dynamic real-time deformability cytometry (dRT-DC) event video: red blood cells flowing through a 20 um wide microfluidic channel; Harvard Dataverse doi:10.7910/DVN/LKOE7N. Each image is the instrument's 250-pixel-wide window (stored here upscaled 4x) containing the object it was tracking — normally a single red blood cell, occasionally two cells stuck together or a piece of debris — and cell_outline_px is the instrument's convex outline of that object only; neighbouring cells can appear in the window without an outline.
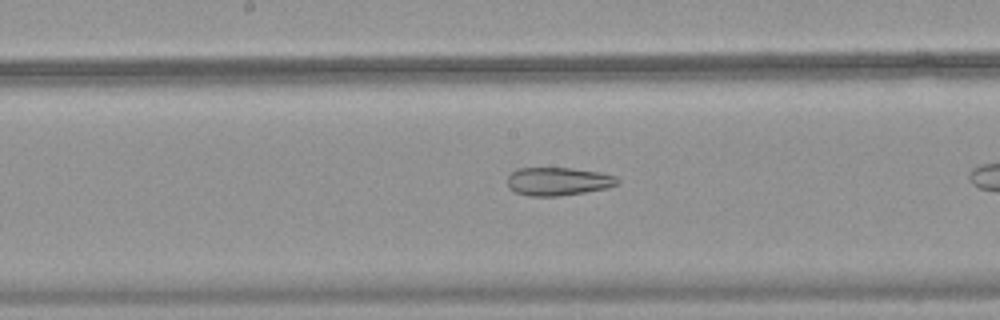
{"species": "common noctule bat (a hibernating species)", "species_latin": "Nyctalus noctula", "temperature_condition": "warm", "stored_images_in_passage": 29, "camera_frame_rate_fps": 3000, "um_per_image_px": 0.085, "animal": {"sex": "female", "body_mass_g": 18.4}, "frame": {"image": 1, "passage_image": 21, "time_ms": 6.667, "image_size_px": [1000, 320], "cell_outline_px": [[620, 184], [608, 188], [560, 196], [528, 196], [516, 192], [508, 188], [508, 176], [516, 168], [572, 168], [600, 172], [616, 176], [620, 180]], "centroid_in_image_um": [47.47, 15.42], "position_along_channel_um": 200.7, "area_um2": 18.26}}